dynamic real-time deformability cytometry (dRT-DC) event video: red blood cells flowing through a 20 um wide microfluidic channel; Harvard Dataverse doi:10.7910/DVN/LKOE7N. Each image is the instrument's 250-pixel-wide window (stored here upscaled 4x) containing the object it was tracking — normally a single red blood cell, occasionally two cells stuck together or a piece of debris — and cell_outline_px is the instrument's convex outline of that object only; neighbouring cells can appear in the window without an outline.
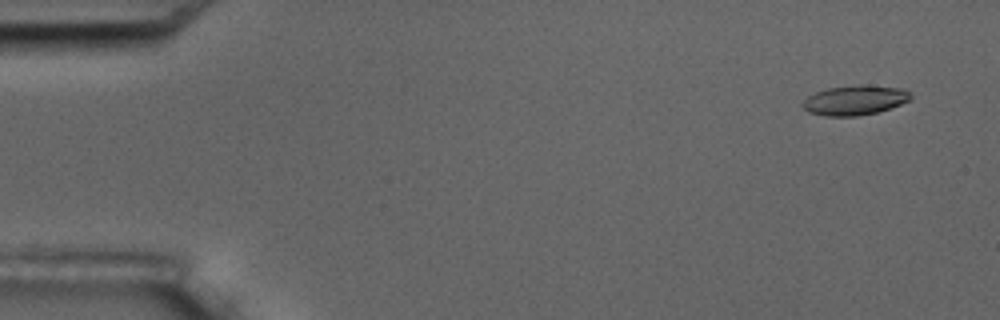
{"species": "common noctule bat (a hibernating species)", "species_latin": "Nyctalus noctula", "temperature_condition": "room temperature", "stored_images_in_passage": 16, "camera_frame_rate_fps": 3000, "um_per_image_px": 0.085, "animal": {"sex": "male", "body_mass_g": 17.5, "forearm_length_mm": 52.3}, "frame": {"image": 1, "passage_image": 2, "time_ms": 1.0, "image_size_px": [1000, 320], "cell_outline_px": [[912, 100], [876, 112], [856, 116], [824, 116], [808, 112], [800, 104], [808, 96], [816, 92], [828, 88], [860, 84], [904, 88], [912, 96]], "centroid_in_image_um": [72.65, 8.51], "position_along_channel_um": 12.3, "area_um2": 18.73}}
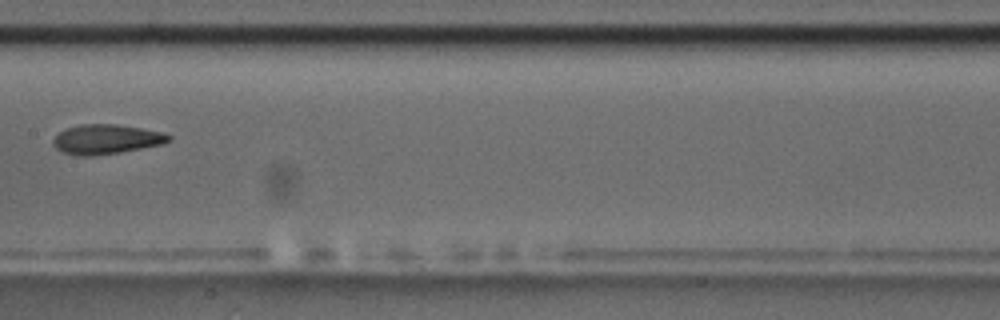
{"frame": {"image": 2, "passage_image": 9, "time_ms": 9.333, "image_size_px": [1000, 320], "cell_outline_px": [[172, 140], [164, 144], [120, 152], [92, 156], [84, 156], [64, 152], [56, 148], [52, 144], [52, 140], [64, 128], [80, 124], [116, 124], [140, 128], [160, 132], [172, 136]], "centroid_in_image_um": [9.03, 11.83], "position_along_channel_um": 198.4, "area_um2": 19.88}}
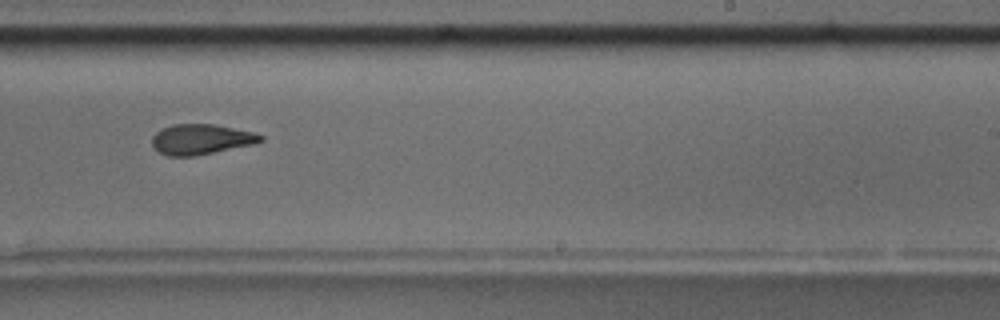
{"frame": {"image": 3, "passage_image": 11, "time_ms": 11.333, "image_size_px": [1000, 320], "cell_outline_px": [[264, 140], [256, 144], [196, 156], [168, 156], [152, 148], [152, 136], [160, 128], [172, 124], [212, 124], [252, 132], [264, 136]], "centroid_in_image_um": [17.07, 11.85], "position_along_channel_um": 271.9, "area_um2": 19.36}, "authors_computed_cell_mechanics": {"area_um2": 19.7676, "velocity_mm_per_s": 3.6841, "shape_relaxation_time_tau1_ms": 8.3265, "shape_relaxation_time_tau2_ms": 3.2969, "deformation_change_tau1": 0.1859, "deformation_change_tau2": 0.0995}}